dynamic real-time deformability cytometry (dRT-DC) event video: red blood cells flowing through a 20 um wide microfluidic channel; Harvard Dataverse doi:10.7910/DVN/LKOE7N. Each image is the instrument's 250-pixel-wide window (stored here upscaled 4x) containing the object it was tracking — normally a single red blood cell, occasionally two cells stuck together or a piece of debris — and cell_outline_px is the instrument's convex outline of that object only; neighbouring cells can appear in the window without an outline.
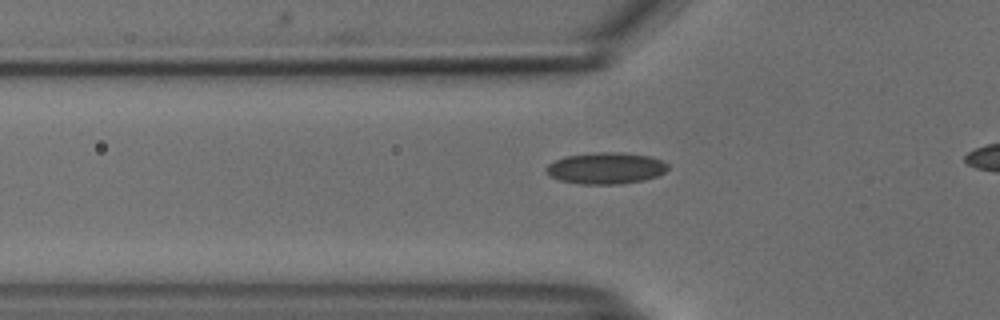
{"species": "common noctule bat (a hibernating species)", "species_latin": "Nyctalus noctula", "temperature_condition": "cold", "stored_images_in_passage": 41, "camera_frame_rate_fps": 3000, "um_per_image_px": 0.085, "animal": {"sex": "male", "body_mass_g": 18.8}, "frame": {"image": 1, "passage_image": 12, "time_ms": 3.667, "image_size_px": [1000, 320], "cell_outline_px": [[668, 168], [664, 172], [656, 176], [644, 180], [620, 184], [576, 184], [560, 180], [548, 176], [544, 172], [544, 168], [548, 164], [564, 156], [596, 152], [620, 152], [652, 156], [668, 164]], "centroid_in_image_um": [51.45, 14.29], "position_along_channel_um": 74.4, "area_um2": 22.6}}
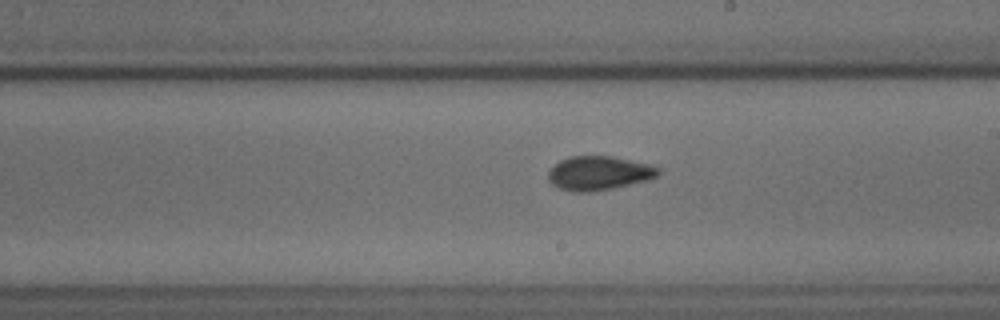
{"frame": {"image": 2, "passage_image": 25, "time_ms": 8.0, "image_size_px": [1000, 320], "cell_outline_px": [[660, 172], [656, 176], [648, 180], [612, 188], [588, 192], [572, 192], [560, 188], [552, 184], [548, 180], [548, 172], [560, 160], [572, 156], [612, 156], [648, 164], [660, 168]], "centroid_in_image_um": [50.89, 14.72], "position_along_channel_um": 238.1, "area_um2": 21.62}}
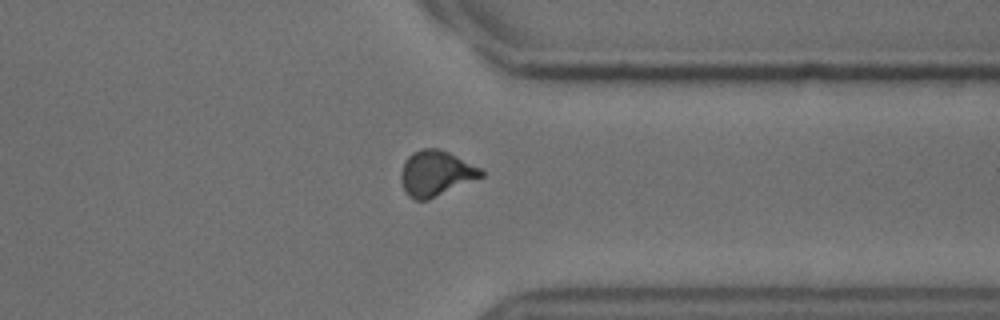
{"frame": {"image": 3, "passage_image": 36, "time_ms": 11.667, "image_size_px": [1000, 320], "cell_outline_px": [[484, 176], [428, 200], [416, 200], [408, 196], [404, 192], [400, 180], [400, 172], [404, 160], [412, 152], [424, 148], [436, 148], [448, 152], [480, 168], [484, 172]], "centroid_in_image_um": [37.0, 14.74], "position_along_channel_um": 374.4, "area_um2": 21.27}}